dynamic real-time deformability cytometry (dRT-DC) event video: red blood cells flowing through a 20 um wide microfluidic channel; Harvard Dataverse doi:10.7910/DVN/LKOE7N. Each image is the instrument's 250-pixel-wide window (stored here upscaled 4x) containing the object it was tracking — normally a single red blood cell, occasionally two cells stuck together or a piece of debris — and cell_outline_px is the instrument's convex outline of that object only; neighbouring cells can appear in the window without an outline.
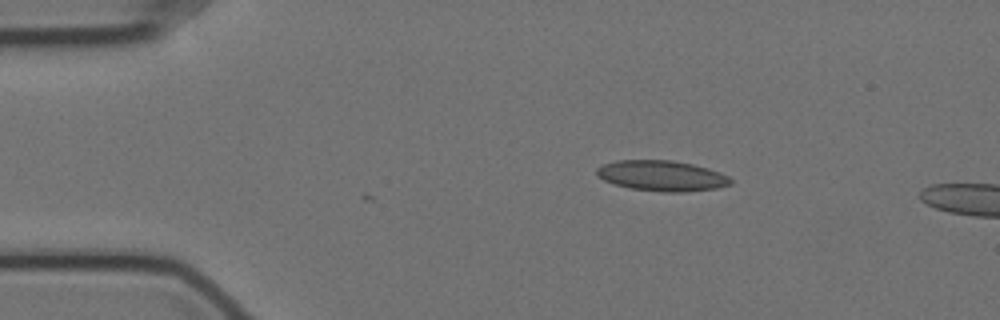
{"species": "Egyptian fruit bat (a non-hibernating species)", "species_latin": "Rousettus aegyptiacus", "temperature_condition": "cold", "stored_images_in_passage": 5, "camera_frame_rate_fps": 3000, "um_per_image_px": 0.085, "animal": {"sex": "female"}, "frame": {"image": 1, "passage_image": 1, "time_ms": 0.0, "image_size_px": [1000, 320], "cell_outline_px": [[732, 184], [716, 188], [684, 192], [660, 192], [628, 188], [604, 180], [596, 172], [596, 168], [604, 164], [616, 160], [672, 160], [692, 164], [708, 168], [720, 172], [728, 176], [732, 180]], "centroid_in_image_um": [56.27, 14.94], "position_along_channel_um": 28.7, "area_um2": 23.81}}